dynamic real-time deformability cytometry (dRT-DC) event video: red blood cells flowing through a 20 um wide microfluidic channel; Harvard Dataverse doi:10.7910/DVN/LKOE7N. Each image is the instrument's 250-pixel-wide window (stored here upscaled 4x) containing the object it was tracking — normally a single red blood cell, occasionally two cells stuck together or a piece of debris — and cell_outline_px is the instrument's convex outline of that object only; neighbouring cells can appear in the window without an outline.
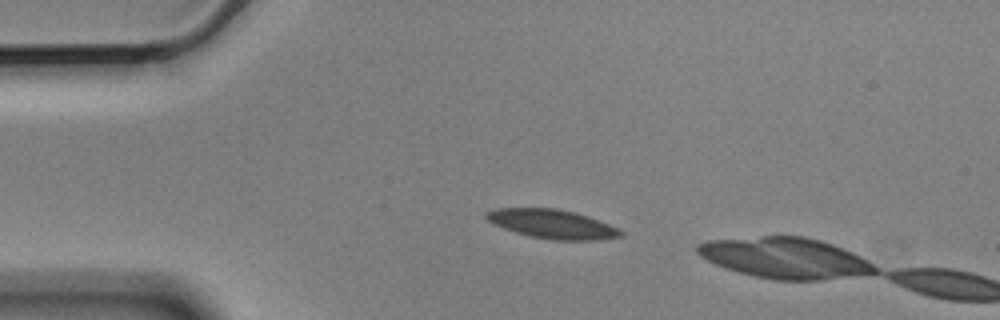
{"species": "Egyptian fruit bat (a non-hibernating species)", "species_latin": "Rousettus aegyptiacus", "temperature_condition": "cold", "stored_images_in_passage": 2, "camera_frame_rate_fps": 3000, "um_per_image_px": 0.085, "animal": {"sex": "male"}, "frame": {"image": 1, "passage_image": 1, "time_ms": 0.0, "image_size_px": [1000, 320], "cell_outline_px": [[624, 236], [600, 240], [552, 240], [528, 236], [504, 228], [488, 220], [484, 216], [484, 212], [496, 208], [556, 208], [576, 212], [588, 216], [608, 224], [624, 232]], "centroid_in_image_um": [46.95, 19.04], "position_along_channel_um": 38.1, "area_um2": 22.77}}